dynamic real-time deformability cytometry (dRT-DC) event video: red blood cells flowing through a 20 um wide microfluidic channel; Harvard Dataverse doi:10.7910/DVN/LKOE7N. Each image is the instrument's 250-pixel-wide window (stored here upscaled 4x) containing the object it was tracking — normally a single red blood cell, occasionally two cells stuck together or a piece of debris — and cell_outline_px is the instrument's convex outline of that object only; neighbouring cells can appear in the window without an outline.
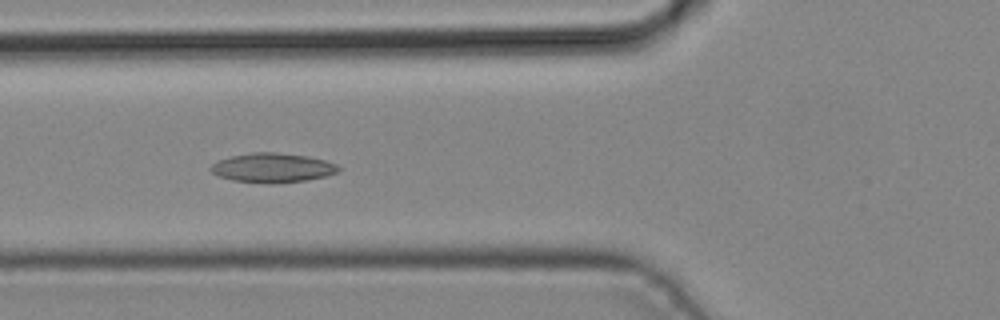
{"species": "common noctule bat (a hibernating species)", "species_latin": "Nyctalus noctula", "temperature_condition": "cold", "stored_images_in_passage": 5, "camera_frame_rate_fps": 3000, "um_per_image_px": 0.085, "animal": {"sex": "male", "body_mass_g": 19.2, "forearm_length_mm": 51.8}, "frame": {"image": 1, "passage_image": 5, "time_ms": 1.333, "image_size_px": [1000, 320], "cell_outline_px": [[340, 168], [336, 172], [324, 176], [304, 180], [272, 184], [232, 180], [220, 176], [212, 172], [208, 168], [212, 164], [220, 160], [232, 156], [252, 152], [276, 152], [308, 156], [324, 160], [336, 164]], "centroid_in_image_um": [23.14, 14.25], "position_along_channel_um": 102.7, "area_um2": 21.62}}